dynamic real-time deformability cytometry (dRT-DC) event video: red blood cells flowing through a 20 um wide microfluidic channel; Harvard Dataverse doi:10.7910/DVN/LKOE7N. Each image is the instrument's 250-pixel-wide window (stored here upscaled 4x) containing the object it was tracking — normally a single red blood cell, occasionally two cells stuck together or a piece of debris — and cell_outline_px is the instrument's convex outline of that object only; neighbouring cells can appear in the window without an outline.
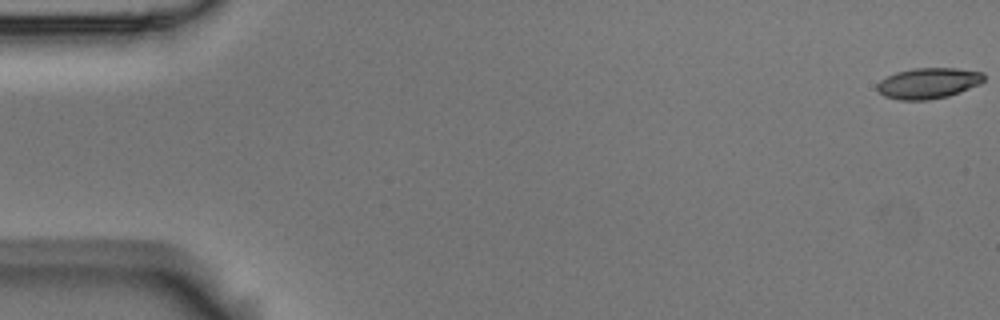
{"species": "Egyptian fruit bat (a non-hibernating species)", "species_latin": "Rousettus aegyptiacus", "temperature_condition": "room temperature", "stored_images_in_passage": 55, "camera_frame_rate_fps": 3000, "um_per_image_px": 0.085, "animal": {"sex": "male"}, "frame": {"image": 1, "passage_image": 1, "time_ms": 0.0, "image_size_px": [1000, 320], "cell_outline_px": [[984, 80], [980, 84], [960, 92], [948, 96], [928, 100], [900, 100], [884, 96], [876, 88], [876, 84], [880, 80], [896, 72], [912, 68], [956, 68], [984, 72]], "centroid_in_image_um": [78.91, 7.07], "position_along_channel_um": 6.1, "area_um2": 19.25}}
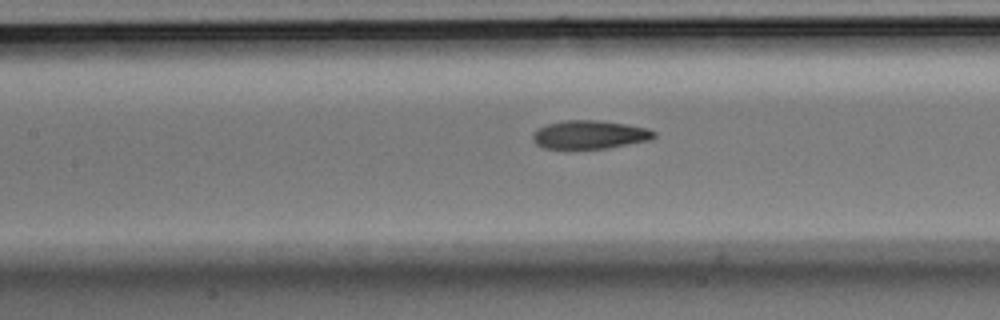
{"frame": {"image": 2, "passage_image": 25, "time_ms": 8.0, "image_size_px": [1000, 320], "cell_outline_px": [[656, 136], [652, 140], [608, 148], [544, 148], [536, 144], [532, 140], [532, 132], [536, 128], [548, 124], [564, 120], [596, 120], [624, 124], [648, 128], [656, 132]], "centroid_in_image_um": [50.12, 11.44], "position_along_channel_um": 157.3, "area_um2": 20.17}}
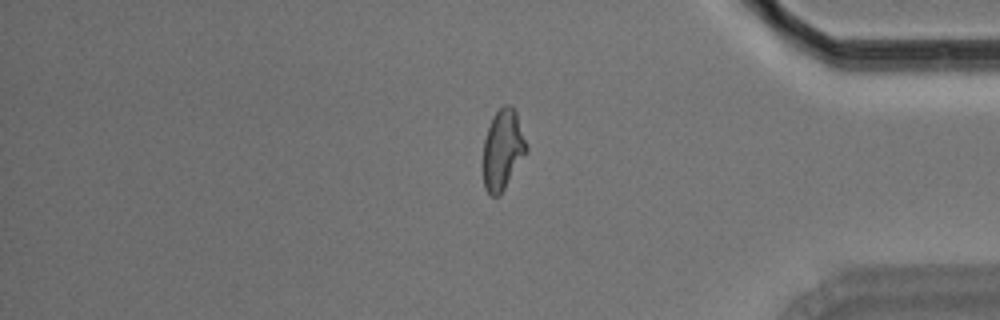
{"frame": {"image": 3, "passage_image": 46, "time_ms": 15.0, "image_size_px": [1000, 320], "cell_outline_px": [[528, 148], [500, 196], [492, 196], [484, 188], [484, 140], [492, 116], [504, 104], [512, 104], [516, 112], [528, 144]], "centroid_in_image_um": [42.74, 12.68], "position_along_channel_um": 392.5, "area_um2": 20.06}, "authors_computed_cell_mechanics": {"area_um2": 20.1722, "velocity_mm_per_s": 3.704, "shape_relaxation_time_tau1_ms": 5.0096, "shape_relaxation_time_tau2_ms": 1.7856, "deformation_change_tau1": 0.1752, "deformation_change_tau2": 0.0918}}